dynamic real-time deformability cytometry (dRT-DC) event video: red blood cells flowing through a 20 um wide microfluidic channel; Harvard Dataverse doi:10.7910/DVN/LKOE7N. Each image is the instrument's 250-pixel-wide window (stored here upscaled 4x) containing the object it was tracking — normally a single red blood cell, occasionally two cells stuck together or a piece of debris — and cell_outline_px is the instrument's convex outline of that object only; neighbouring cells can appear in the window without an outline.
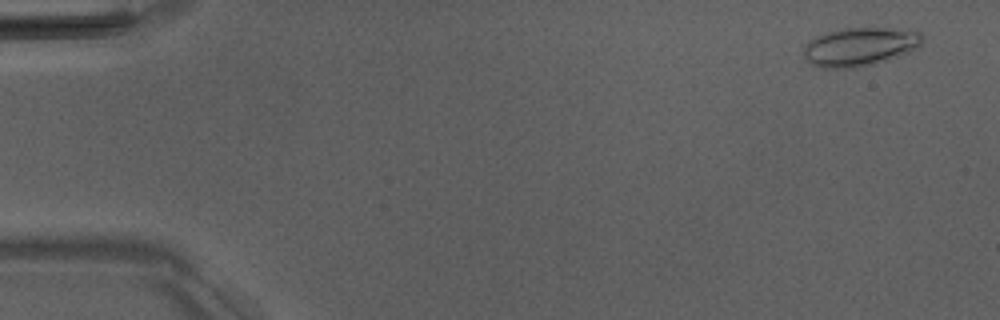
{"species": "Egyptian fruit bat (a non-hibernating species)", "species_latin": "Rousettus aegyptiacus", "temperature_condition": "room temperature", "stored_images_in_passage": 52, "camera_frame_rate_fps": 3000, "um_per_image_px": 0.085, "animal": {"sex": "male"}, "frame": {"image": 1, "passage_image": 3, "time_ms": 0.667, "image_size_px": [1000, 320], "cell_outline_px": [[924, 40], [916, 48], [908, 52], [896, 56], [856, 68], [820, 68], [812, 64], [804, 56], [804, 48], [816, 36], [828, 32], [844, 28], [884, 28], [920, 32], [924, 36]], "centroid_in_image_um": [73.07, 3.97], "position_along_channel_um": 11.9, "area_um2": 26.07}}
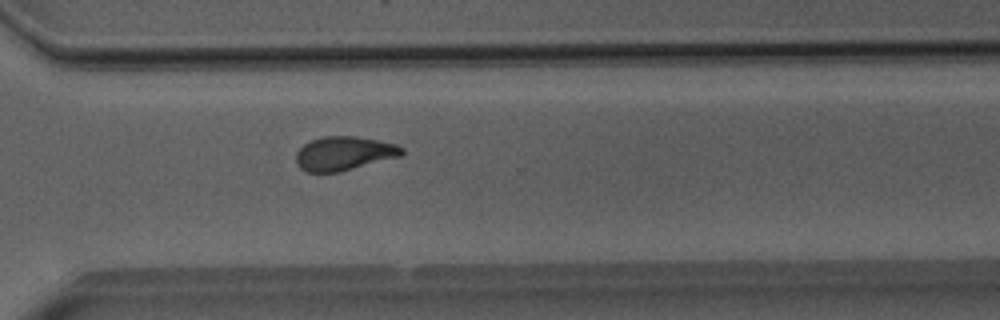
{"frame": {"image": 2, "passage_image": 38, "time_ms": 12.333, "image_size_px": [1000, 320], "cell_outline_px": [[404, 152], [400, 156], [336, 172], [308, 172], [300, 168], [296, 164], [296, 152], [304, 144], [312, 140], [324, 136], [356, 136], [396, 144], [404, 148]], "centroid_in_image_um": [29.22, 13.03], "position_along_channel_um": 341.4, "area_um2": 20.63}}
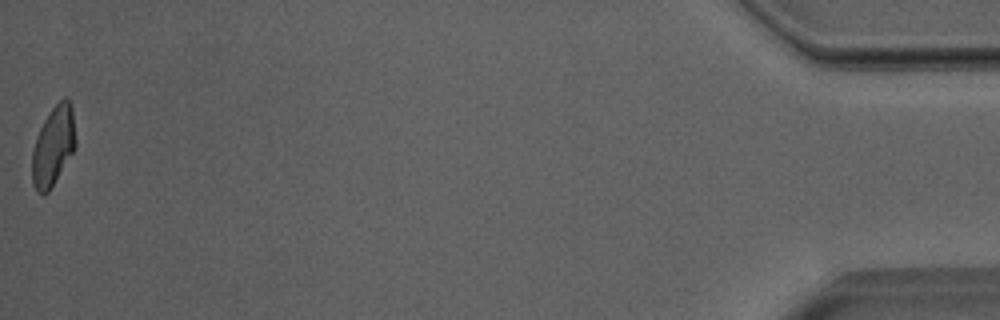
{"frame": {"image": 3, "passage_image": 52, "time_ms": 17.0, "image_size_px": [1000, 320], "cell_outline_px": [[76, 148], [48, 192], [36, 192], [32, 184], [32, 152], [40, 128], [44, 120], [52, 108], [64, 96], [68, 96], [72, 108], [76, 140]], "centroid_in_image_um": [4.54, 12.39], "position_along_channel_um": 430.7, "area_um2": 20.06}, "authors_computed_cell_mechanics": {"area_um2": 21.3571, "velocity_mm_per_s": 4.0017, "shape_relaxation_time_tau1_ms": 4.5198, "shape_relaxation_time_tau2_ms": 2.218, "deformation_change_tau1": 0.1513, "deformation_change_tau2": 0.095}}